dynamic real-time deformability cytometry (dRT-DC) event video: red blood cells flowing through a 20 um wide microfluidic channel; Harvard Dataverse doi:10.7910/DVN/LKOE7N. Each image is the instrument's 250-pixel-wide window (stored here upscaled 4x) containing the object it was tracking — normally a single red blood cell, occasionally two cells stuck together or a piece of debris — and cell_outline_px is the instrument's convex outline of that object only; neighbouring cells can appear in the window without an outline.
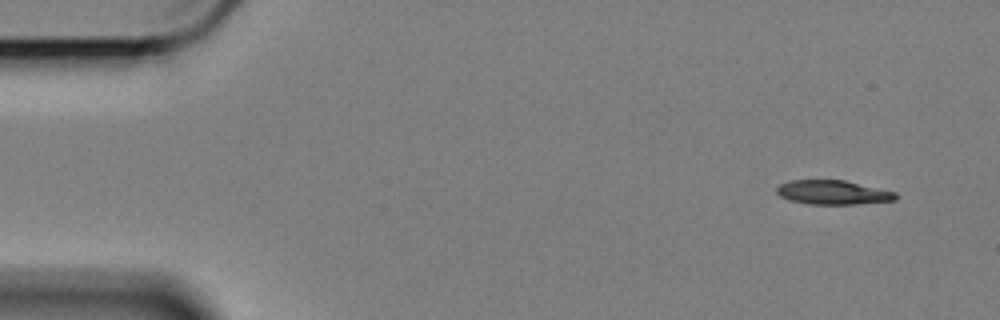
{"species": "Egyptian fruit bat (a non-hibernating species)", "species_latin": "Rousettus aegyptiacus", "temperature_condition": "cold", "stored_images_in_passage": 6, "camera_frame_rate_fps": 3000, "um_per_image_px": 0.085, "animal": {"sex": "female"}, "frame": {"image": 1, "passage_image": 1, "time_ms": 0.0, "image_size_px": [1000, 320], "cell_outline_px": [[896, 200], [856, 204], [808, 204], [788, 200], [780, 196], [776, 192], [776, 188], [780, 184], [792, 180], [844, 180], [896, 192]], "centroid_in_image_um": [70.77, 16.36], "position_along_channel_um": 14.2, "area_um2": 16.7}}